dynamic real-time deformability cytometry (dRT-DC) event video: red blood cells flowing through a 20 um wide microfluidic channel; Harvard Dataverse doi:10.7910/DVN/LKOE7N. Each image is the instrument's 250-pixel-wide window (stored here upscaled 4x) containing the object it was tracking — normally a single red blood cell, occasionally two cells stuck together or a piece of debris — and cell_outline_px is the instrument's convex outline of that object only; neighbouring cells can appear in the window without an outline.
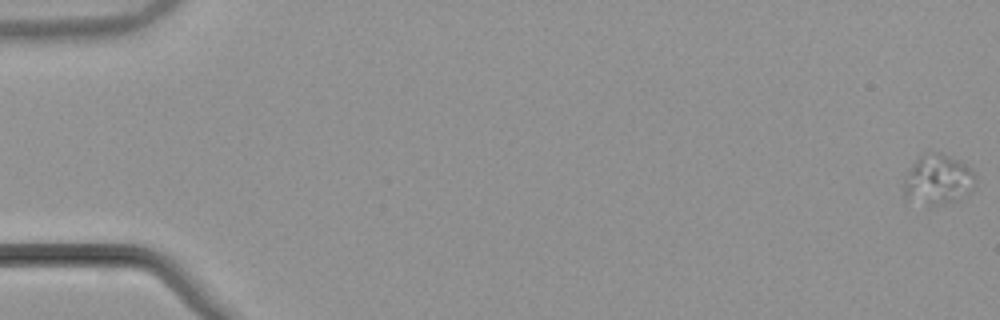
{"species": "common noctule bat (a hibernating species)", "species_latin": "Nyctalus noctula", "temperature_condition": "warm", "stored_images_in_passage": 55, "camera_frame_rate_fps": 3000, "um_per_image_px": 0.085, "animal": {"sex": "male", "body_mass_g": 21.5, "forearm_length_mm": 52.0}, "frame": {"image": 1, "passage_image": 1, "time_ms": 0.0, "image_size_px": [1000, 320], "cell_outline_px": [[976, 176], [972, 192], [952, 200], [928, 208], [904, 196], [904, 180], [912, 164], [924, 152], [940, 152], [972, 168]], "centroid_in_image_um": [79.71, 15.27], "position_along_channel_um": 5.3, "area_um2": 20.87}}
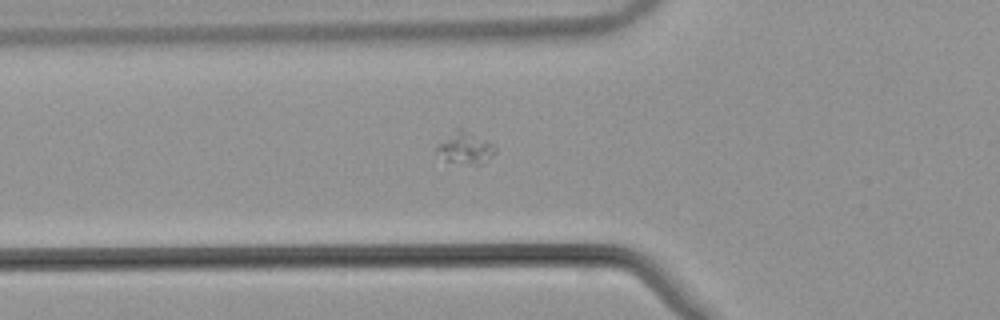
{"frame": {"image": 2, "passage_image": 21, "time_ms": 6.667, "image_size_px": [1000, 320], "cell_outline_px": [[496, 152], [492, 156], [480, 164], [476, 164], [444, 160], [436, 152], [436, 144], [460, 128], [492, 144], [496, 148]], "centroid_in_image_um": [39.52, 12.6], "position_along_channel_um": 86.3, "area_um2": 10.29}}
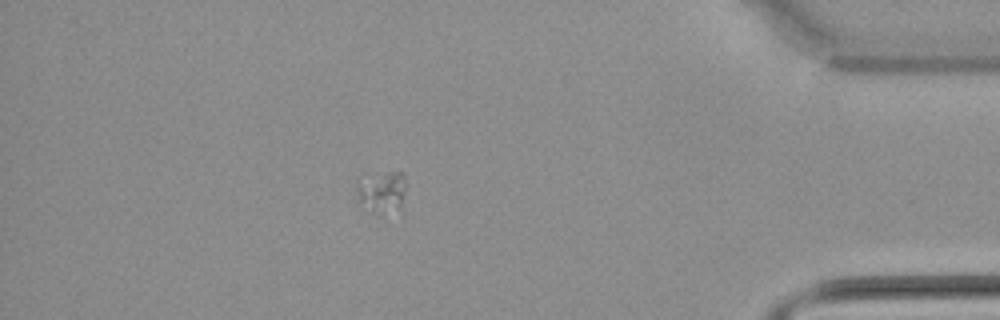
{"frame": {"image": 3, "passage_image": 49, "time_ms": 16.0, "image_size_px": [1000, 320], "cell_outline_px": [[404, 188], [400, 204], [380, 216], [360, 208], [356, 204], [356, 176], [388, 172], [404, 172]], "centroid_in_image_um": [32.27, 16.29], "position_along_channel_um": 402.9, "area_um2": 12.48}}